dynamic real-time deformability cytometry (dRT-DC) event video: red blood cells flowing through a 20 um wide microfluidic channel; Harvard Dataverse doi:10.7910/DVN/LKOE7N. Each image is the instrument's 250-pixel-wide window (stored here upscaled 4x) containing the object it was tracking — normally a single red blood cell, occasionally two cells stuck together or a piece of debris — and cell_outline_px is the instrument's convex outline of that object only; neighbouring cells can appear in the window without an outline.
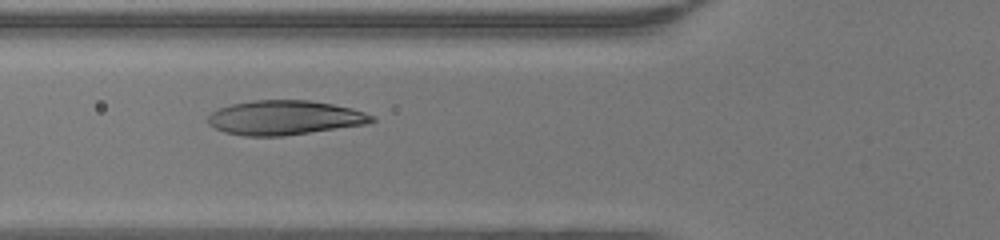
{"species": "human", "species_latin": "Homo sapiens", "temperature_condition": "warm", "stored_images_in_passage": 46, "camera_frame_rate_fps": 3000, "um_per_image_px": 0.085, "donor": {"sex": "female"}, "frame": {"image": 1, "passage_image": 16, "time_ms": 5.0, "image_size_px": [1000, 240], "cell_outline_px": [[376, 120], [368, 124], [284, 136], [244, 136], [224, 132], [208, 124], [208, 116], [212, 112], [220, 108], [232, 104], [252, 100], [308, 100], [332, 104], [352, 108], [376, 116]], "centroid_in_image_um": [24.22, 10.01], "position_along_channel_um": 101.6, "area_um2": 32.95}}
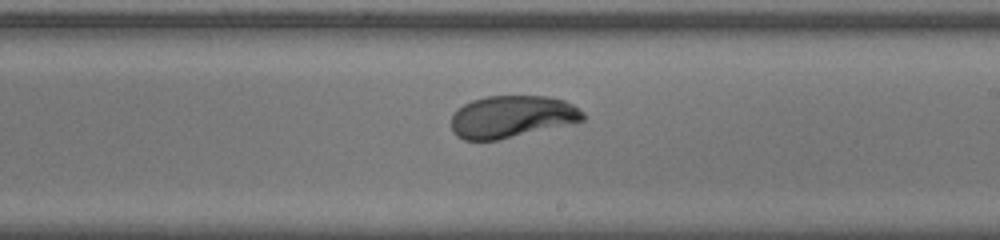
{"frame": {"image": 2, "passage_image": 26, "time_ms": 8.333, "image_size_px": [1000, 240], "cell_outline_px": [[584, 120], [576, 124], [496, 140], [464, 140], [456, 136], [452, 132], [452, 116], [464, 104], [472, 100], [488, 96], [548, 96], [564, 100], [572, 104], [584, 112]], "centroid_in_image_um": [43.56, 9.93], "position_along_channel_um": 245.4, "area_um2": 32.6}}
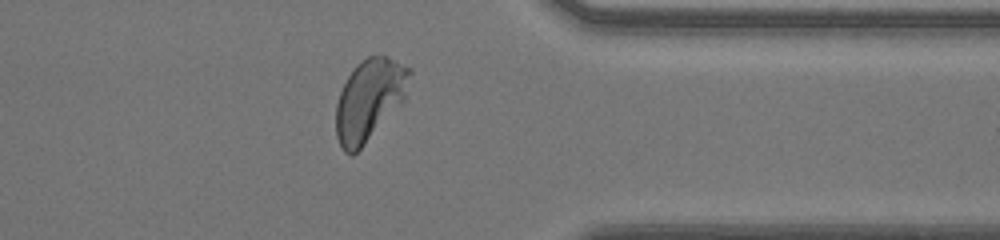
{"frame": {"image": 3, "passage_image": 36, "time_ms": 11.667, "image_size_px": [1000, 240], "cell_outline_px": [[412, 72], [404, 100], [364, 144], [352, 156], [344, 152], [336, 136], [336, 104], [340, 92], [348, 76], [356, 64], [368, 56], [388, 56], [412, 68]], "centroid_in_image_um": [31.4, 8.45], "position_along_channel_um": 380.0, "area_um2": 34.68}, "authors_computed_cell_mechanics": {"area_um2": 33.3506, "velocity_mm_per_s": 4.3284, "shape_relaxation_time_tau1_ms": 2.6657, "shape_relaxation_time_tau2_ms": 0.7303, "deformation_change_tau1": 0.1547, "deformation_change_tau2": 0.0413}}